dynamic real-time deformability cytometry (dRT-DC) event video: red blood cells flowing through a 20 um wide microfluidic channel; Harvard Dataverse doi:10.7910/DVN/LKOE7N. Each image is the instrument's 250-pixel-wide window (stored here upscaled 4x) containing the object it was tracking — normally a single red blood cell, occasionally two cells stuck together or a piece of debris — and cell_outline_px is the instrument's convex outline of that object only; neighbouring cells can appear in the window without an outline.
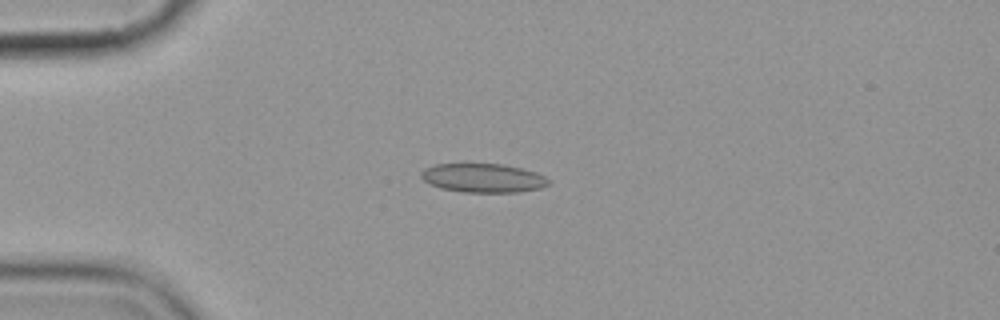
{"species": "common noctule bat (a hibernating species)", "species_latin": "Nyctalus noctula", "temperature_condition": "cold", "stored_images_in_passage": 8, "camera_frame_rate_fps": 3000, "um_per_image_px": 0.085, "animal": {"sex": "female", "body_mass_g": 19.9}, "frame": {"image": 1, "passage_image": 5, "time_ms": 4.667, "image_size_px": [1000, 320], "cell_outline_px": [[552, 180], [548, 184], [540, 188], [520, 192], [464, 192], [440, 188], [424, 180], [420, 176], [420, 172], [424, 168], [436, 164], [504, 164], [536, 172]], "centroid_in_image_um": [41.08, 15.13], "position_along_channel_um": 43.9, "area_um2": 21.44}}
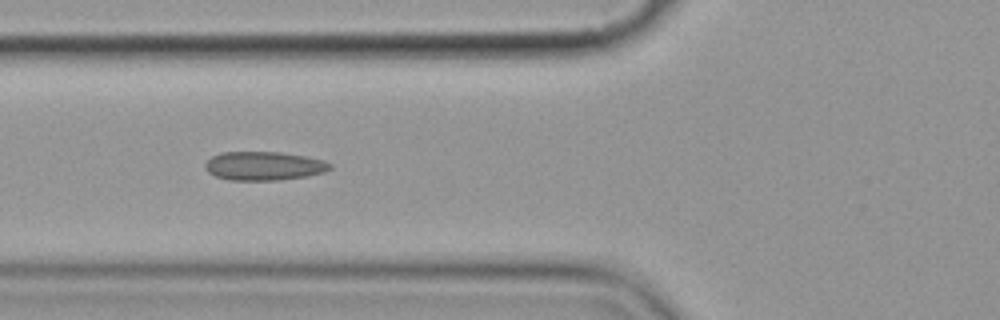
{"frame": {"image": 2, "passage_image": 7, "time_ms": 7.0, "image_size_px": [1000, 320], "cell_outline_px": [[332, 168], [324, 172], [308, 176], [280, 180], [228, 180], [216, 176], [208, 172], [204, 168], [204, 164], [212, 156], [220, 152], [280, 152], [308, 156], [324, 160], [332, 164]], "centroid_in_image_um": [22.45, 14.1], "position_along_channel_um": 103.4, "area_um2": 21.15}}
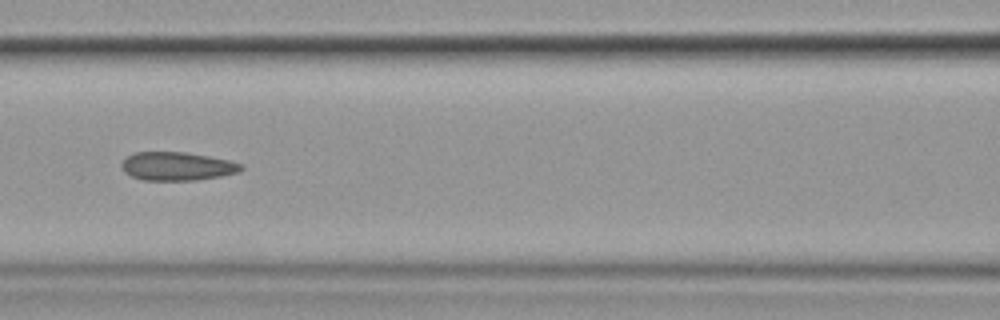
{"frame": {"image": 3, "passage_image": 8, "time_ms": 8.333, "image_size_px": [1000, 320], "cell_outline_px": [[244, 168], [240, 172], [220, 176], [196, 180], [144, 180], [132, 176], [124, 172], [120, 164], [128, 156], [136, 152], [184, 152], [208, 156], [228, 160], [244, 164]], "centroid_in_image_um": [15.08, 14.13], "position_along_channel_um": 151.5, "area_um2": 19.77}}